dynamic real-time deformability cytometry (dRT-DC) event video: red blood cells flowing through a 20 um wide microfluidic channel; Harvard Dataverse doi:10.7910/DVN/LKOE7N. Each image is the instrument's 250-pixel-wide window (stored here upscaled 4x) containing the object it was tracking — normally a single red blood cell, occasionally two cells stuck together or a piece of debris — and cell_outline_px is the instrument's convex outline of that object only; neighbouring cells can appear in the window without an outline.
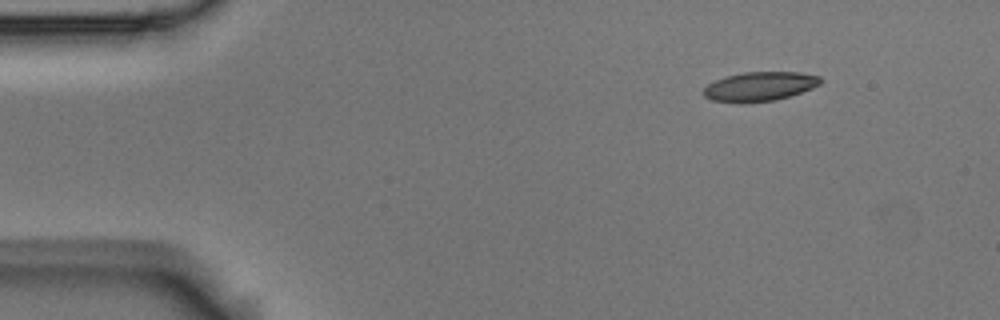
{"species": "Egyptian fruit bat (a non-hibernating species)", "species_latin": "Rousettus aegyptiacus", "temperature_condition": "room temperature", "stored_images_in_passage": 6, "camera_frame_rate_fps": 3000, "um_per_image_px": 0.085, "animal": {"sex": "male"}, "frame": {"image": 1, "passage_image": 1, "time_ms": 0.0, "image_size_px": [1000, 320], "cell_outline_px": [[824, 80], [820, 84], [812, 88], [776, 100], [744, 104], [712, 100], [704, 96], [704, 88], [708, 84], [716, 80], [728, 76], [744, 72], [800, 72], [820, 76]], "centroid_in_image_um": [64.59, 7.36], "position_along_channel_um": 20.4, "area_um2": 20.0}}
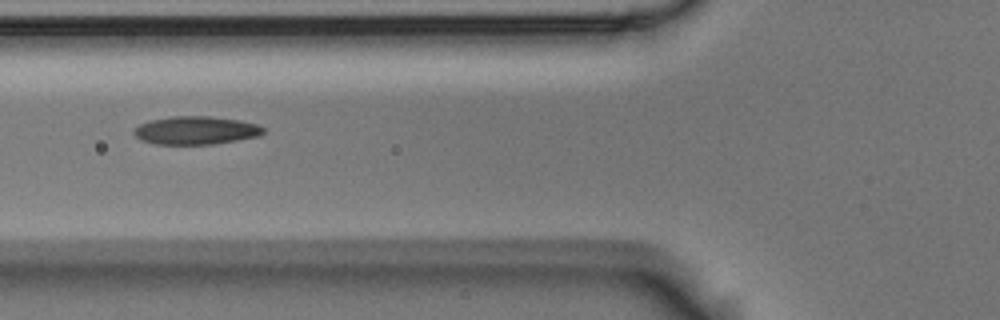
{"frame": {"image": 2, "passage_image": 5, "time_ms": 1.333, "image_size_px": [1000, 320], "cell_outline_px": [[264, 132], [260, 136], [212, 144], [156, 144], [140, 140], [132, 132], [140, 124], [148, 120], [172, 116], [208, 116], [240, 120], [256, 124], [264, 128]], "centroid_in_image_um": [16.63, 11.08], "position_along_channel_um": 109.2, "area_um2": 21.21}}
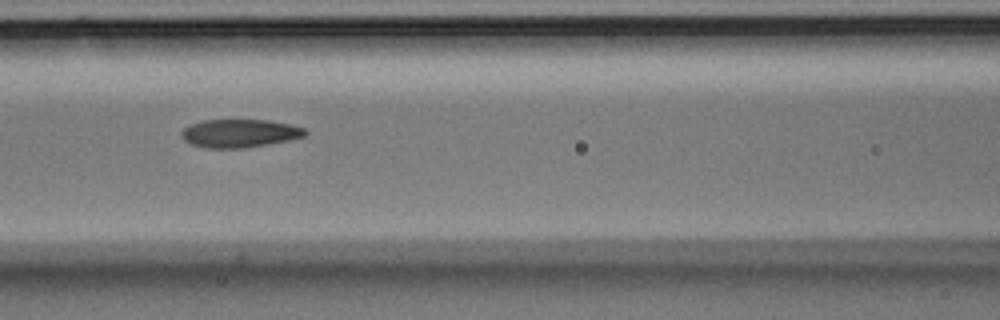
{"frame": {"image": 3, "passage_image": 6, "time_ms": 1.667, "image_size_px": [1000, 320], "cell_outline_px": [[308, 132], [304, 136], [288, 140], [268, 144], [244, 148], [204, 148], [192, 144], [184, 140], [180, 132], [188, 124], [204, 120], [268, 120], [292, 124], [304, 128]], "centroid_in_image_um": [20.35, 11.32], "position_along_channel_um": 146.2, "area_um2": 20.4}}